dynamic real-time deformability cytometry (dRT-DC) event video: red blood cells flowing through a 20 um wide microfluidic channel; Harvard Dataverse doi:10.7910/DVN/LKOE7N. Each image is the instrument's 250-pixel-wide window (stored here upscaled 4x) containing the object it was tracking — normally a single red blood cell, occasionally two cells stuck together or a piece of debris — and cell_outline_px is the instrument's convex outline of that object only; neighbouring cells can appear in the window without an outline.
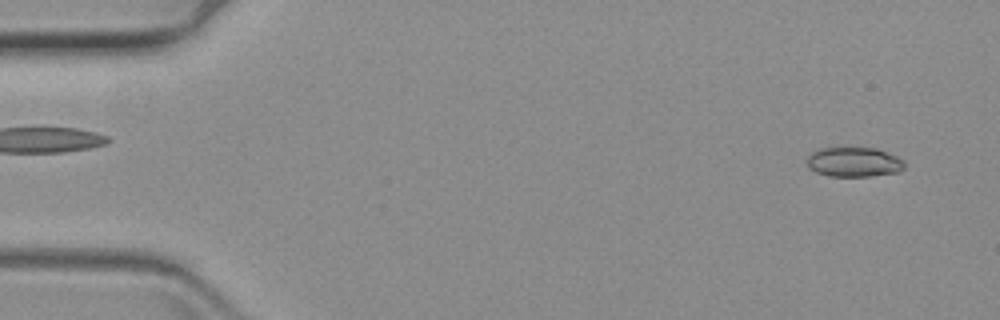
{"species": "common noctule bat (a hibernating species)", "species_latin": "Nyctalus noctula", "temperature_condition": "warm", "stored_images_in_passage": 61, "camera_frame_rate_fps": 3000, "um_per_image_px": 0.085, "animal": {"sex": "female", "body_mass_g": 19.3, "forearm_length_mm": 54.1}, "frame": {"image": 1, "passage_image": 3, "time_ms": 0.667, "image_size_px": [1000, 320], "cell_outline_px": [[904, 168], [896, 172], [872, 176], [828, 176], [816, 172], [808, 168], [808, 156], [812, 152], [820, 148], [876, 148], [888, 152], [904, 160]], "centroid_in_image_um": [72.58, 13.77], "position_along_channel_um": 12.4, "area_um2": 16.82}}
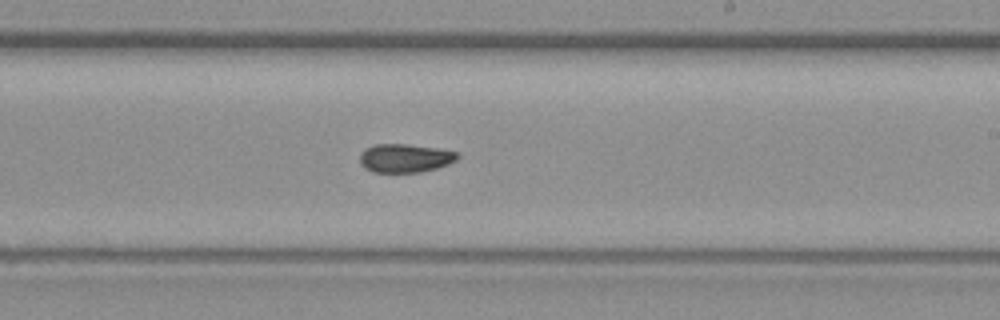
{"frame": {"image": 2, "passage_image": 36, "time_ms": 11.667, "image_size_px": [1000, 320], "cell_outline_px": [[460, 156], [456, 160], [448, 164], [436, 168], [420, 172], [372, 172], [364, 168], [360, 164], [360, 152], [364, 148], [372, 144], [408, 144], [440, 148], [460, 152]], "centroid_in_image_um": [34.42, 13.42], "position_along_channel_um": 254.6, "area_um2": 16.59}}
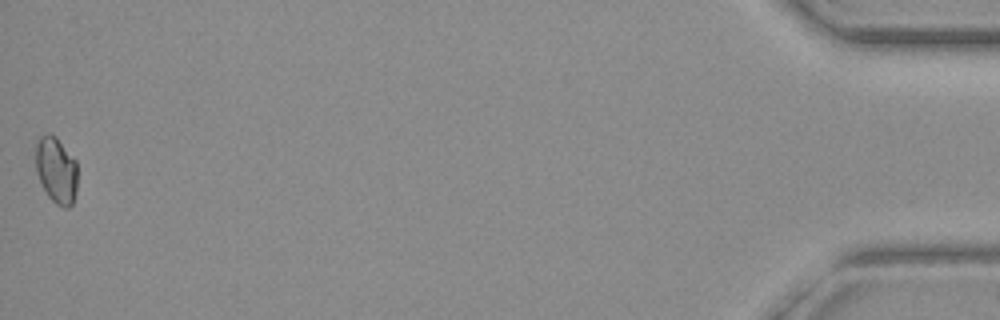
{"frame": {"image": 3, "passage_image": 61, "time_ms": 20.0, "image_size_px": [1000, 320], "cell_outline_px": [[76, 192], [72, 204], [68, 208], [64, 208], [56, 204], [48, 196], [36, 172], [36, 144], [40, 136], [48, 132], [56, 136], [76, 160]], "centroid_in_image_um": [4.78, 14.44], "position_along_channel_um": 430.4, "area_um2": 16.18}}